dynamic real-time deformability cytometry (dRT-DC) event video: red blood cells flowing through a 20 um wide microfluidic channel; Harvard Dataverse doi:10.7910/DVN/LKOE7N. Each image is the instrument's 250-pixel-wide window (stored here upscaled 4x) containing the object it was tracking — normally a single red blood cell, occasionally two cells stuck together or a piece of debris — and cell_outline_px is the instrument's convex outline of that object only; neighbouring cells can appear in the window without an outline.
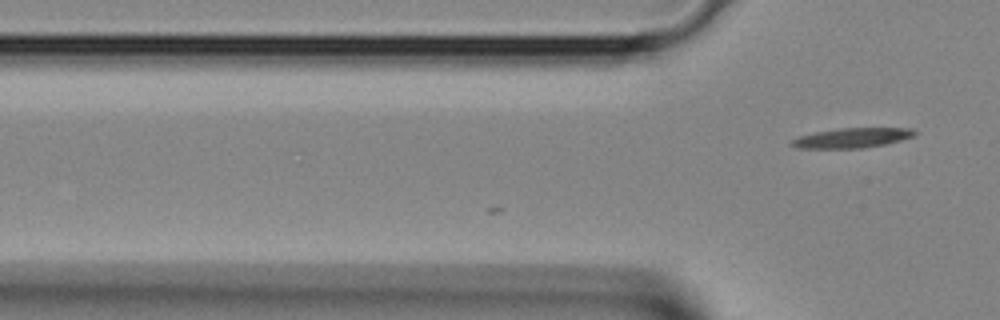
{"species": "Egyptian fruit bat (a non-hibernating species)", "species_latin": "Rousettus aegyptiacus", "temperature_condition": "room temperature", "stored_images_in_passage": 4, "camera_frame_rate_fps": 3000, "um_per_image_px": 0.085, "animal": {"sex": "female"}, "frame": {"image": 1, "passage_image": 4, "time_ms": 1.0, "image_size_px": [1000, 320], "cell_outline_px": [[916, 136], [884, 144], [860, 148], [796, 148], [788, 144], [792, 140], [800, 136], [816, 132], [840, 128], [912, 128], [916, 132]], "centroid_in_image_um": [72.42, 11.72], "position_along_channel_um": 53.4, "area_um2": 14.1}}